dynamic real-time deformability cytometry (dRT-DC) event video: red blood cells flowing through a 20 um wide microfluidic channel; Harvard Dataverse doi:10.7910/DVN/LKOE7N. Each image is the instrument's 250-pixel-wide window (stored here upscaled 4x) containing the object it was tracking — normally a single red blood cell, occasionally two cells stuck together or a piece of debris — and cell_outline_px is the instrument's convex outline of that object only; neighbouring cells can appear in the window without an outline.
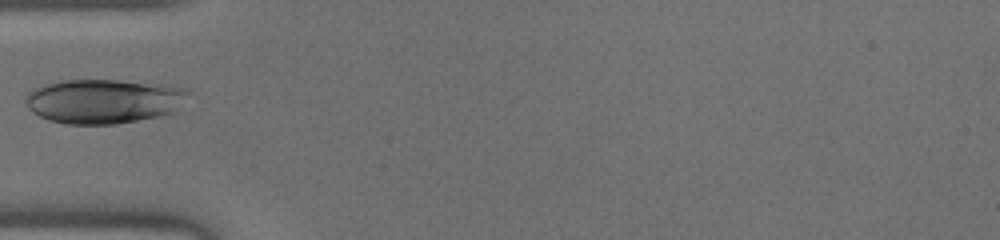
{"species": "human", "species_latin": "Homo sapiens", "temperature_condition": "warm", "stored_images_in_passage": 19, "camera_frame_rate_fps": 3000, "um_per_image_px": 0.085, "donor": {"sex": "male"}, "frame": {"image": 1, "passage_image": 1, "time_ms": 0.0, "image_size_px": [1000, 240], "cell_outline_px": [[192, 92], [176, 112], [160, 116], [116, 124], [68, 124], [48, 120], [32, 112], [28, 108], [24, 100], [24, 96], [32, 88], [44, 84], [64, 80], [120, 80], [172, 84], [188, 88]], "centroid_in_image_um": [8.87, 8.58], "position_along_channel_um": 76.1, "area_um2": 43.0}}
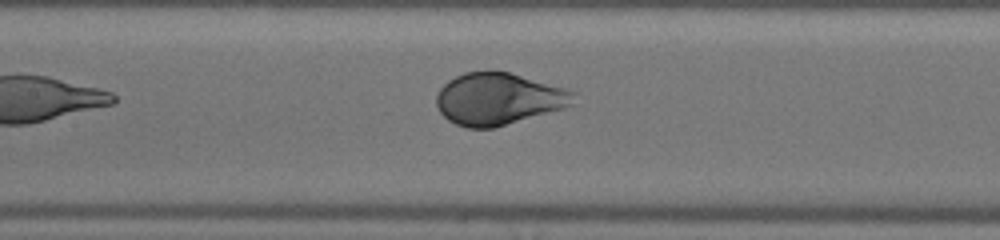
{"frame": {"image": 2, "passage_image": 7, "time_ms": 2.0, "image_size_px": [1000, 240], "cell_outline_px": [[576, 92], [572, 104], [564, 108], [492, 128], [468, 128], [456, 124], [448, 120], [440, 112], [436, 104], [436, 96], [440, 88], [448, 80], [464, 72], [488, 68], [492, 68], [508, 72], [568, 88]], "centroid_in_image_um": [42.35, 8.36], "position_along_channel_um": 165.0, "area_um2": 41.96}}
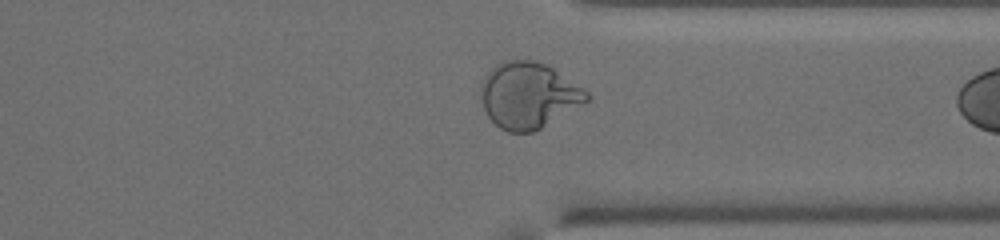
{"frame": {"image": 3, "passage_image": 18, "time_ms": 5.667, "image_size_px": [1000, 240], "cell_outline_px": [[592, 100], [536, 132], [508, 132], [500, 128], [488, 116], [480, 100], [480, 84], [484, 76], [500, 60], [536, 60], [548, 64], [584, 88], [592, 96]], "centroid_in_image_um": [44.96, 8.1], "position_along_channel_um": 366.4, "area_um2": 41.73}}